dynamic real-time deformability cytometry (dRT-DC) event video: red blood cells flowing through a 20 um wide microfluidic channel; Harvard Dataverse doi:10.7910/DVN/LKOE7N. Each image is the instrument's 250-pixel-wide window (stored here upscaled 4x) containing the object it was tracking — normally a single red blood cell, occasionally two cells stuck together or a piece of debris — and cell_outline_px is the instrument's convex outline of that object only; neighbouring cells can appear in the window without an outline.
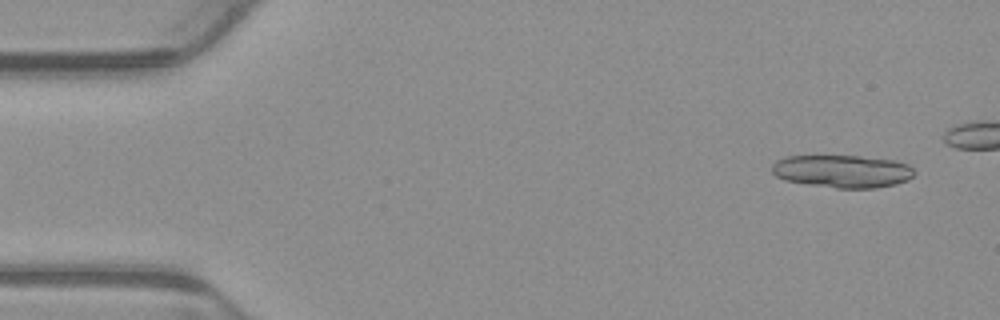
{"species": "common noctule bat (a hibernating species)", "species_latin": "Nyctalus noctula", "temperature_condition": "warm", "stored_images_in_passage": 6, "camera_frame_rate_fps": 3000, "um_per_image_px": 0.085, "animal": {"sex": "male", "body_mass_g": 23.1, "forearm_length_mm": 52.7}, "frame": {"image": 1, "passage_image": 1, "time_ms": 0.0, "image_size_px": [1000, 320], "cell_outline_px": [[916, 172], [908, 180], [896, 184], [876, 188], [836, 188], [808, 184], [784, 180], [776, 176], [772, 172], [772, 164], [776, 160], [784, 156], [860, 156], [896, 160], [908, 164]], "centroid_in_image_um": [71.61, 14.55], "position_along_channel_um": 13.4, "area_um2": 27.34}}
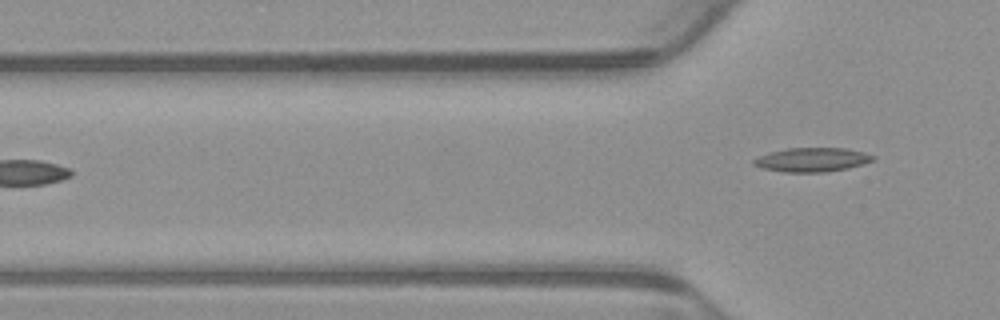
{"frame": {"image": 2, "passage_image": 6, "time_ms": 1.667, "image_size_px": [1000, 320], "cell_outline_px": [[876, 160], [864, 164], [848, 168], [824, 172], [784, 172], [764, 168], [752, 164], [752, 160], [760, 156], [772, 152], [788, 148], [844, 148], [864, 152], [876, 156]], "centroid_in_image_um": [69.09, 13.58], "position_along_channel_um": 56.7, "area_um2": 16.65}}